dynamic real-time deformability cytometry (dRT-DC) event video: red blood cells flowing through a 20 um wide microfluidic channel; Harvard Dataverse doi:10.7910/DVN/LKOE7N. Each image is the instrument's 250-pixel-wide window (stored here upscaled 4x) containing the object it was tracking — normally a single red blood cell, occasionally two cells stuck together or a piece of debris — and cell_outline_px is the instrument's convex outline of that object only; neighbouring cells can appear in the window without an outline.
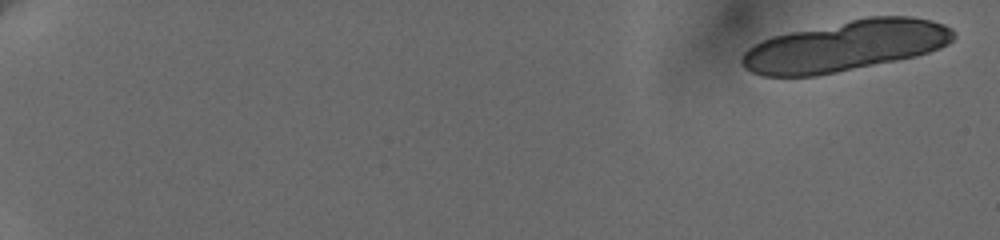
{"species": "human", "species_latin": "Homo sapiens", "temperature_condition": "cold", "stored_images_in_passage": 8, "camera_frame_rate_fps": 3000, "um_per_image_px": 0.085, "donor": {"sex": "female"}, "frame": {"image": 1, "passage_image": 1, "time_ms": 0.0, "image_size_px": [1000, 240], "cell_outline_px": [[956, 36], [948, 44], [940, 48], [916, 56], [816, 76], [760, 76], [744, 68], [740, 60], [744, 52], [748, 48], [772, 36], [868, 16], [908, 16], [932, 20], [944, 24], [952, 28], [956, 32]], "centroid_in_image_um": [71.9, 3.9], "position_along_channel_um": 13.1, "area_um2": 62.19}}